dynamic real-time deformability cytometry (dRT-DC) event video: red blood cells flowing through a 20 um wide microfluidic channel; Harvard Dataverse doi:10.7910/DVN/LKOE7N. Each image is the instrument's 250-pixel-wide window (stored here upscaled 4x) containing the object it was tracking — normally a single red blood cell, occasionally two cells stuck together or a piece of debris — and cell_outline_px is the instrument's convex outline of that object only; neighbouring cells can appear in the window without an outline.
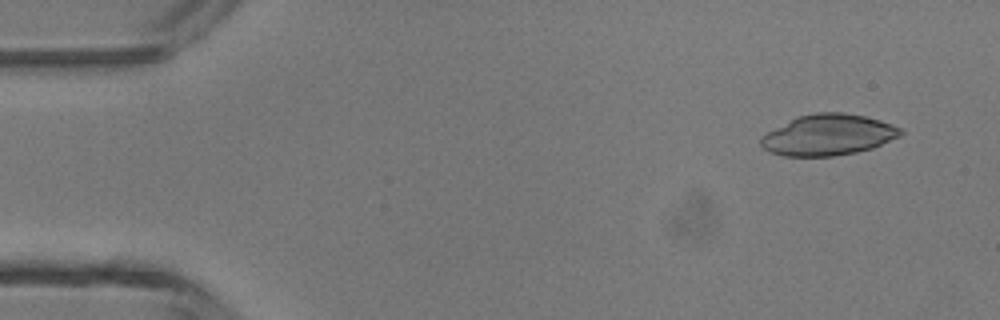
{"species": "common noctule bat (a hibernating species)", "species_latin": "Nyctalus noctula", "temperature_condition": "room temperature", "stored_images_in_passage": 45, "camera_frame_rate_fps": 3000, "um_per_image_px": 0.085, "animal": {"sex": "male", "body_mass_g": 13.3}, "frame": {"image": 1, "passage_image": 2, "time_ms": 0.333, "image_size_px": [1000, 320], "cell_outline_px": [[904, 132], [900, 136], [872, 148], [856, 152], [832, 156], [784, 156], [768, 152], [760, 144], [760, 136], [796, 116], [816, 112], [840, 112], [864, 116], [880, 120], [900, 128]], "centroid_in_image_um": [70.36, 11.46], "position_along_channel_um": 14.6, "area_um2": 33.35}}